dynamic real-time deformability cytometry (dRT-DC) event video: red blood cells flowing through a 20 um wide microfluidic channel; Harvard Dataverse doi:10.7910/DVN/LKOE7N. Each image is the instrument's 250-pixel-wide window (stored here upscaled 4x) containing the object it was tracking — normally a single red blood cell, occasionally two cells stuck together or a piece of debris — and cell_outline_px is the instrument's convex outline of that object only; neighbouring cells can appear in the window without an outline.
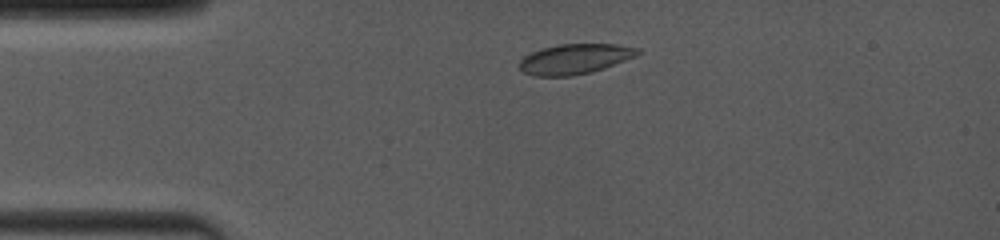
{"species": "common noctule bat (a hibernating species)", "species_latin": "Nyctalus noctula", "temperature_condition": "room temperature", "stored_images_in_passage": 3, "camera_frame_rate_fps": 4000, "um_per_image_px": 0.085, "animal": {"sex": "female", "body_mass_g": 19.0, "forearm_length_mm": 53.3}, "frame": {"image": 1, "passage_image": 2, "time_ms": 1.0, "image_size_px": [1000, 240], "cell_outline_px": [[640, 52], [636, 56], [604, 68], [592, 72], [572, 76], [532, 76], [524, 72], [516, 64], [524, 56], [532, 52], [544, 48], [560, 44], [616, 44], [640, 48]], "centroid_in_image_um": [48.85, 5.02], "position_along_channel_um": 36.2, "area_um2": 20.81}}